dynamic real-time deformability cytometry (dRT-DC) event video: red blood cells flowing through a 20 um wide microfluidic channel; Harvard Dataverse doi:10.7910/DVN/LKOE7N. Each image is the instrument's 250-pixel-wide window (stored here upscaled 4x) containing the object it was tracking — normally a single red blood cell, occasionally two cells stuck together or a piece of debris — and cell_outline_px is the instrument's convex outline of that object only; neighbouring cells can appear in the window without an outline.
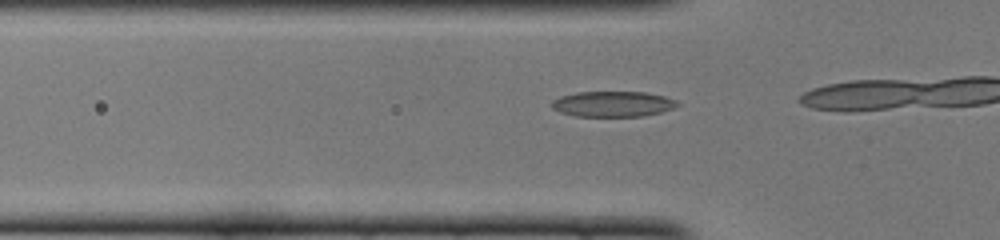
{"species": "common noctule bat (a hibernating species)", "species_latin": "Nyctalus noctula", "temperature_condition": "cold", "stored_images_in_passage": 11, "camera_frame_rate_fps": 3000, "um_per_image_px": 0.085, "animal": {"sex": "female", "body_mass_g": 22.0, "forearm_length_mm": 56.7}, "frame": {"image": 1, "passage_image": 7, "time_ms": 2.0, "image_size_px": [1000, 240], "cell_outline_px": [[680, 104], [672, 108], [660, 112], [640, 116], [576, 116], [560, 112], [552, 108], [552, 100], [560, 96], [576, 92], [644, 92], [664, 96], [676, 100]], "centroid_in_image_um": [52.06, 8.83], "position_along_channel_um": 73.7, "area_um2": 18.55}}
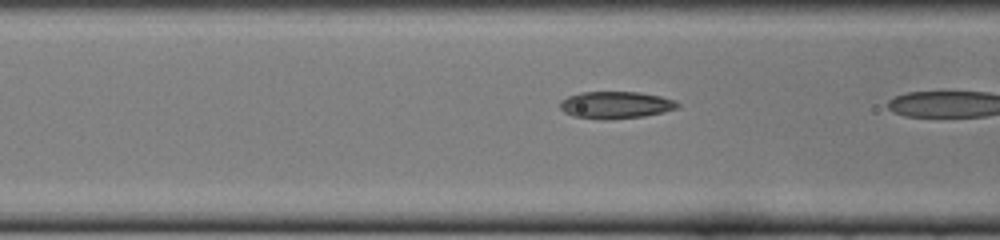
{"frame": {"image": 2, "passage_image": 10, "time_ms": 3.0, "image_size_px": [1000, 240], "cell_outline_px": [[680, 104], [676, 108], [664, 112], [644, 116], [604, 120], [572, 116], [564, 112], [560, 108], [560, 100], [568, 96], [580, 92], [640, 92], [660, 96], [676, 100]], "centroid_in_image_um": [52.32, 8.92], "position_along_channel_um": 114.3, "area_um2": 18.67}}